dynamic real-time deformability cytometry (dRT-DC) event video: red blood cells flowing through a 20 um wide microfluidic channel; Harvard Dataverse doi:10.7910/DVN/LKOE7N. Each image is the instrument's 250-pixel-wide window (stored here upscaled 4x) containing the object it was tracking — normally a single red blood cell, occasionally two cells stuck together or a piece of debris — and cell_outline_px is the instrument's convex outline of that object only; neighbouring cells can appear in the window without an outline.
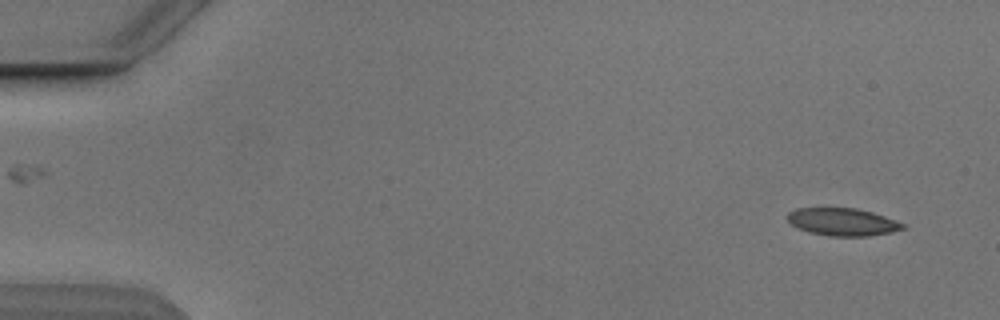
{"species": "Egyptian fruit bat (a non-hibernating species)", "species_latin": "Rousettus aegyptiacus", "temperature_condition": "cold", "stored_images_in_passage": 6, "camera_frame_rate_fps": 3000, "um_per_image_px": 0.085, "animal": {"sex": "male"}, "frame": {"image": 1, "passage_image": 2, "time_ms": 1.0, "image_size_px": [1000, 320], "cell_outline_px": [[908, 228], [892, 232], [868, 236], [828, 236], [808, 232], [796, 228], [788, 220], [788, 212], [796, 208], [856, 208], [872, 212], [896, 220], [904, 224]], "centroid_in_image_um": [71.63, 18.87], "position_along_channel_um": 13.4, "area_um2": 18.67}}
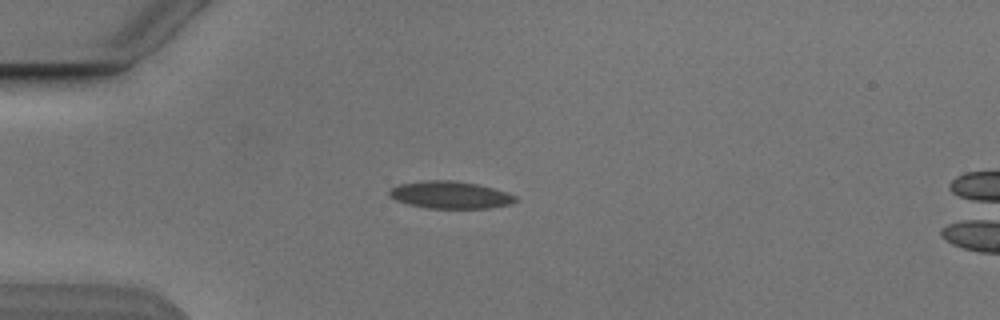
{"frame": {"image": 2, "passage_image": 5, "time_ms": 4.667, "image_size_px": [1000, 320], "cell_outline_px": [[516, 200], [512, 204], [488, 208], [424, 208], [408, 204], [396, 200], [388, 196], [388, 192], [392, 188], [400, 184], [428, 180], [452, 180], [476, 184], [492, 188], [516, 196]], "centroid_in_image_um": [38.24, 16.57], "position_along_channel_um": 46.8, "area_um2": 19.88}}